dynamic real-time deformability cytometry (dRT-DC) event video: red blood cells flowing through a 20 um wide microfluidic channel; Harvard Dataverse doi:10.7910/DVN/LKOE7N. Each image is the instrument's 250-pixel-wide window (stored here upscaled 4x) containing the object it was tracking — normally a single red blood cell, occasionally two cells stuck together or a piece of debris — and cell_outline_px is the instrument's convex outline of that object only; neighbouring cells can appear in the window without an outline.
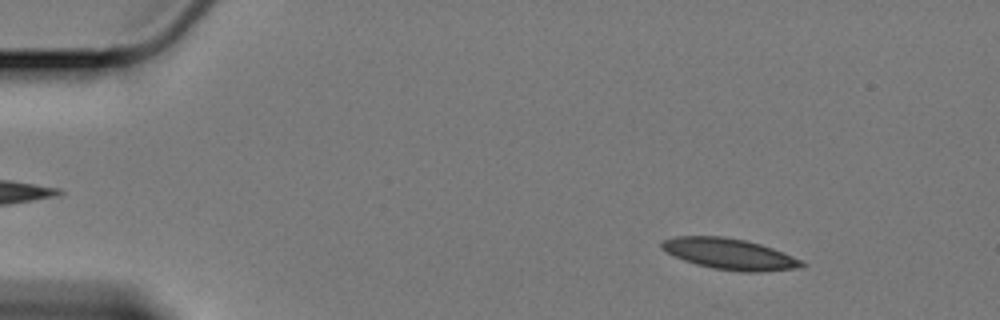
{"species": "Egyptian fruit bat (a non-hibernating species)", "species_latin": "Rousettus aegyptiacus", "temperature_condition": "cold", "stored_images_in_passage": 60, "camera_frame_rate_fps": 3000, "um_per_image_px": 0.085, "animal": {"sex": "female"}, "frame": {"image": 1, "passage_image": 7, "time_ms": 2.0, "image_size_px": [1000, 320], "cell_outline_px": [[808, 264], [800, 268], [760, 272], [740, 272], [712, 268], [696, 264], [684, 260], [660, 248], [660, 244], [664, 240], [676, 236], [724, 236], [748, 240], [784, 252]], "centroid_in_image_um": [62.04, 21.59], "position_along_channel_um": 23.0, "area_um2": 25.37}}
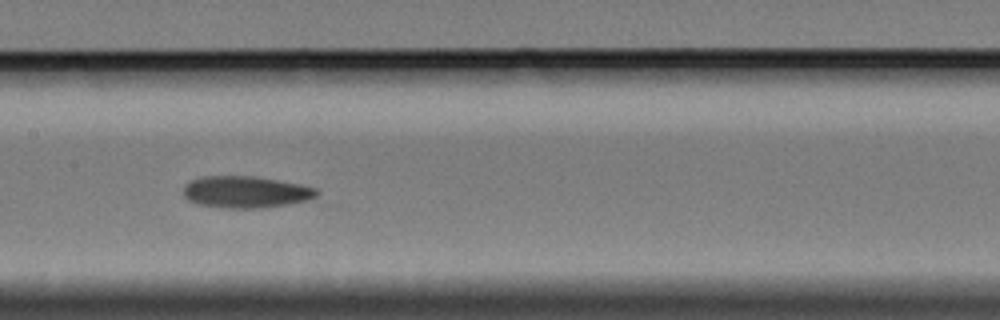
{"frame": {"image": 2, "passage_image": 29, "time_ms": 9.333, "image_size_px": [1000, 320], "cell_outline_px": [[320, 192], [316, 196], [308, 200], [288, 204], [260, 208], [220, 208], [196, 204], [188, 200], [184, 196], [184, 184], [188, 180], [200, 176], [252, 176], [300, 184], [316, 188]], "centroid_in_image_um": [20.84, 16.32], "position_along_channel_um": 186.6, "area_um2": 24.91}}
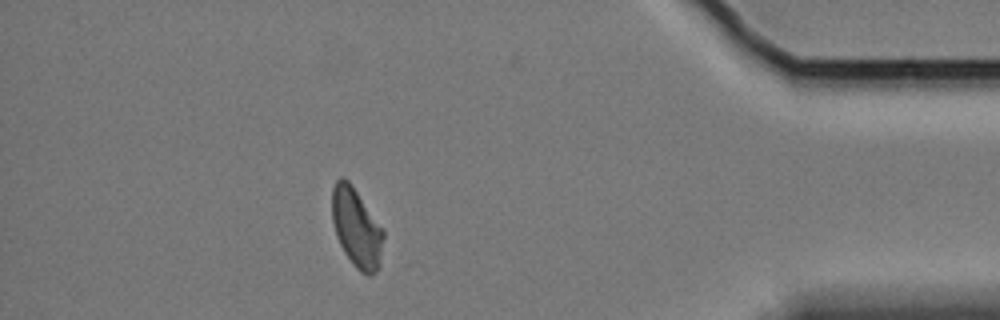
{"frame": {"image": 3, "passage_image": 52, "time_ms": 17.0, "image_size_px": [1000, 320], "cell_outline_px": [[384, 236], [380, 264], [376, 272], [372, 276], [368, 276], [360, 272], [352, 264], [344, 252], [336, 236], [332, 220], [332, 188], [336, 180], [340, 176], [348, 180], [384, 228]], "centroid_in_image_um": [30.31, 19.38], "position_along_channel_um": 404.9, "area_um2": 23.99}, "authors_computed_cell_mechanics": {"area_um2": 24.565, "velocity_mm_per_s": 3.3682, "shape_relaxation_time_tau1_ms": 8.5165, "shape_relaxation_time_tau2_ms": 5.0192, "deformation_change_tau1": 0.1467, "deformation_change_tau2": 0.1114}}